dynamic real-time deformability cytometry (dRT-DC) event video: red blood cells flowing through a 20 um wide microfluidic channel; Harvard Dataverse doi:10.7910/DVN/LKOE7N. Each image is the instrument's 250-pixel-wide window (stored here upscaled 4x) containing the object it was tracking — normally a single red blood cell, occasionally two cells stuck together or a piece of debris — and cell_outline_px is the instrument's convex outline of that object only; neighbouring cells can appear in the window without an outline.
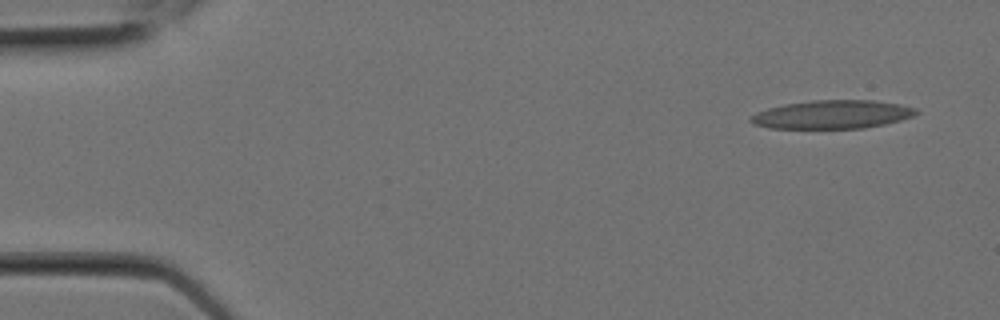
{"species": "Egyptian fruit bat (a non-hibernating species)", "species_latin": "Rousettus aegyptiacus", "temperature_condition": "room temperature", "stored_images_in_passage": 5, "camera_frame_rate_fps": 3000, "um_per_image_px": 0.085, "animal": {"sex": "female"}, "frame": {"image": 1, "passage_image": 1, "time_ms": 0.0, "image_size_px": [1000, 320], "cell_outline_px": [[920, 112], [912, 116], [900, 120], [884, 124], [864, 128], [768, 128], [752, 124], [748, 120], [748, 116], [756, 112], [768, 108], [784, 104], [812, 100], [876, 100], [900, 104], [916, 108]], "centroid_in_image_um": [70.71, 9.72], "position_along_channel_um": 14.3, "area_um2": 27.63}}
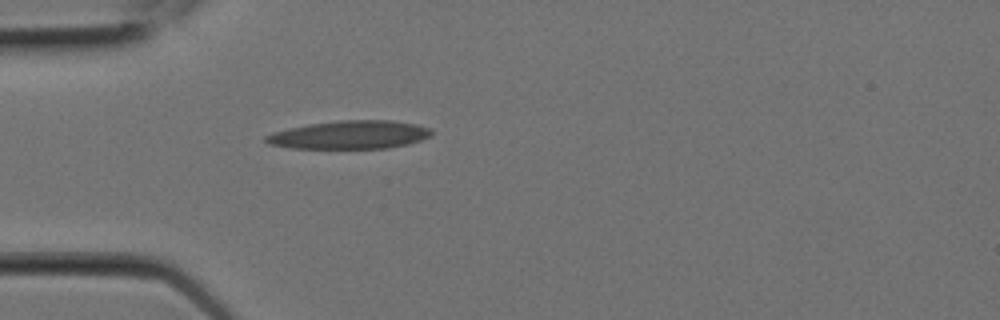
{"frame": {"image": 2, "passage_image": 5, "time_ms": 1.333, "image_size_px": [1000, 320], "cell_outline_px": [[436, 132], [432, 136], [408, 144], [388, 148], [292, 148], [268, 144], [264, 140], [264, 136], [272, 132], [288, 128], [308, 124], [340, 120], [392, 120], [416, 124], [432, 128]], "centroid_in_image_um": [29.76, 11.45], "position_along_channel_um": 55.2, "area_um2": 27.57}}